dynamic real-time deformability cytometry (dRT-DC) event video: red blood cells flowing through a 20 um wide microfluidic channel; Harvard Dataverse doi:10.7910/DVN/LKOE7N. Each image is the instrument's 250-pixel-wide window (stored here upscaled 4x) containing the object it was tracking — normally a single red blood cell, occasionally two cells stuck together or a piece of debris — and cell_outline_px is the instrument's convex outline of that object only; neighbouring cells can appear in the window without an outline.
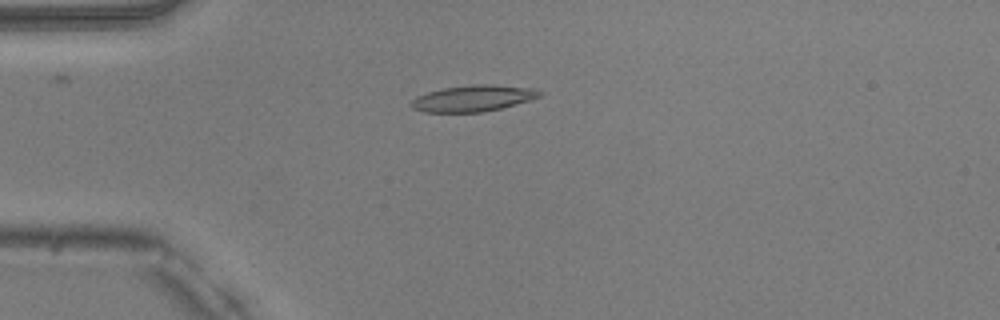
{"species": "common noctule bat (a hibernating species)", "species_latin": "Nyctalus noctula", "temperature_condition": "warm", "stored_images_in_passage": 50, "camera_frame_rate_fps": 3000, "um_per_image_px": 0.085, "animal": {"sex": "male", "body_mass_g": 20.5, "forearm_length_mm": 52.5}, "frame": {"image": 1, "passage_image": 13, "time_ms": 4.0, "image_size_px": [1000, 320], "cell_outline_px": [[544, 92], [540, 96], [528, 100], [500, 108], [484, 112], [424, 112], [412, 108], [408, 104], [416, 96], [428, 92], [444, 88], [472, 84], [492, 84], [532, 88]], "centroid_in_image_um": [40.17, 8.35], "position_along_channel_um": 44.8, "area_um2": 19.59}}
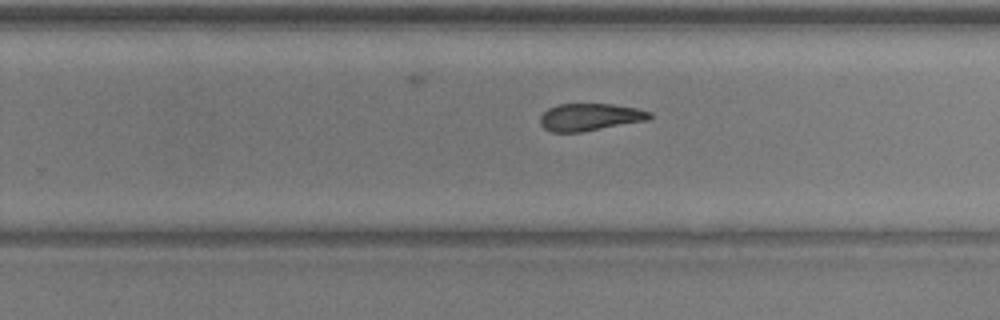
{"frame": {"image": 2, "passage_image": 32, "time_ms": 10.333, "image_size_px": [1000, 320], "cell_outline_px": [[652, 116], [648, 120], [580, 132], [552, 132], [544, 128], [540, 124], [540, 116], [548, 108], [556, 104], [612, 104], [640, 108], [652, 112]], "centroid_in_image_um": [50.16, 9.94], "position_along_channel_um": 279.6, "area_um2": 17.51}}
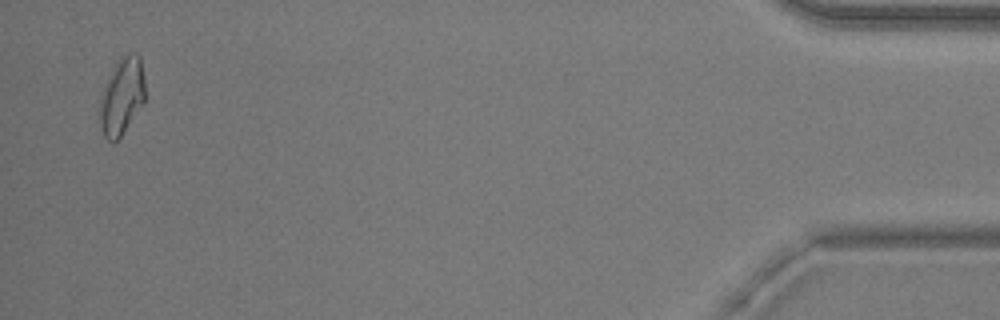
{"frame": {"image": 3, "passage_image": 49, "time_ms": 16.0, "image_size_px": [1000, 320], "cell_outline_px": [[144, 104], [116, 144], [112, 144], [104, 136], [96, 120], [96, 112], [100, 96], [108, 76], [112, 68], [120, 56], [128, 52], [136, 52], [140, 56], [144, 80]], "centroid_in_image_um": [10.3, 8.24], "position_along_channel_um": 424.9, "area_um2": 21.44}, "authors_computed_cell_mechanics": {"area_um2": 18.9295, "velocity_mm_per_s": 4.03, "shape_relaxation_time_tau1_ms": 6.6598, "shape_relaxation_time_tau2_ms": 5.8252, "deformation_change_tau1": 0.1827, "deformation_change_tau2": 0.1458}}